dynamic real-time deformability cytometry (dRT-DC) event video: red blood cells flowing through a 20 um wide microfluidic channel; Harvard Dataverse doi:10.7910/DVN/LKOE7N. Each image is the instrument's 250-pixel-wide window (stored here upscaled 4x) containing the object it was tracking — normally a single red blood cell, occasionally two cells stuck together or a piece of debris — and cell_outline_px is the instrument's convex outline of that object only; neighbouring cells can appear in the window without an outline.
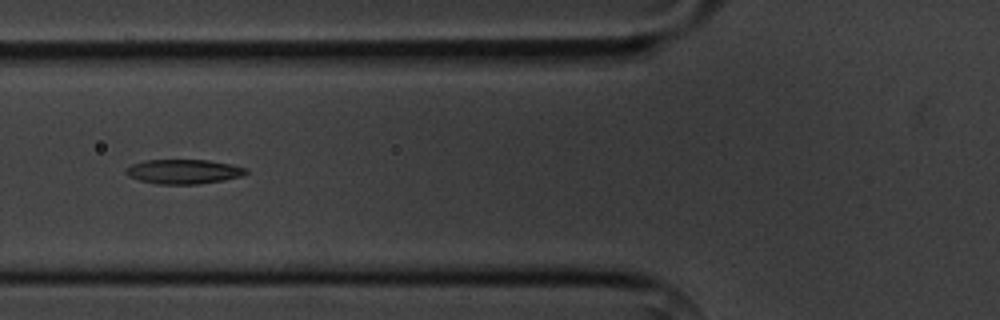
{"species": "common noctule bat (a hibernating species)", "species_latin": "Nyctalus noctula", "temperature_condition": "cold", "stored_images_in_passage": 7, "camera_frame_rate_fps": 3000, "um_per_image_px": 0.085, "animal": {"sex": "male", "body_mass_g": 20.1, "forearm_length_mm": 53.5}, "frame": {"image": 1, "passage_image": 6, "time_ms": 6.0, "image_size_px": [1000, 320], "cell_outline_px": [[248, 172], [240, 176], [224, 180], [196, 184], [156, 184], [140, 180], [128, 176], [124, 172], [132, 164], [148, 160], [208, 160], [232, 164], [248, 168]], "centroid_in_image_um": [15.63, 14.58], "position_along_channel_um": 110.2, "area_um2": 17.05}}
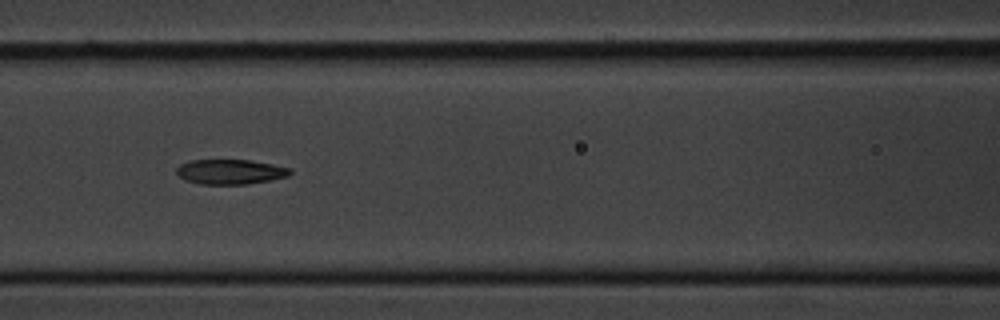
{"frame": {"image": 2, "passage_image": 7, "time_ms": 7.0, "image_size_px": [1000, 320], "cell_outline_px": [[292, 172], [288, 176], [272, 180], [248, 184], [200, 184], [184, 180], [176, 172], [176, 168], [180, 164], [192, 160], [248, 160], [272, 164], [292, 168]], "centroid_in_image_um": [19.59, 14.6], "position_along_channel_um": 147.0, "area_um2": 16.53}}